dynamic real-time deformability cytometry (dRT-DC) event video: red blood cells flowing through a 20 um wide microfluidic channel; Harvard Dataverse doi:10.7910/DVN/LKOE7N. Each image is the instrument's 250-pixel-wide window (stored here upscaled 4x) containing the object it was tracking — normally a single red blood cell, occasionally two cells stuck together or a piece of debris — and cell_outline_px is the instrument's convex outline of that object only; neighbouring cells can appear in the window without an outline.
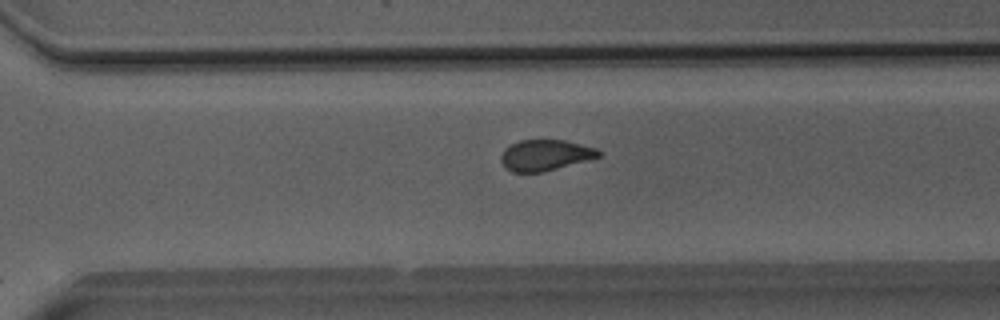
{"species": "Egyptian fruit bat (a non-hibernating species)", "species_latin": "Rousettus aegyptiacus", "temperature_condition": "room temperature", "stored_images_in_passage": 35, "camera_frame_rate_fps": 3000, "um_per_image_px": 0.085, "animal": {"sex": "male"}, "frame": {"image": 1, "passage_image": 20, "time_ms": 6.333, "image_size_px": [1000, 320], "cell_outline_px": [[604, 152], [600, 156], [588, 160], [544, 172], [512, 172], [504, 168], [500, 160], [500, 156], [504, 148], [520, 140], [564, 140], [596, 148]], "centroid_in_image_um": [46.33, 13.2], "position_along_channel_um": 324.3, "area_um2": 17.74}}
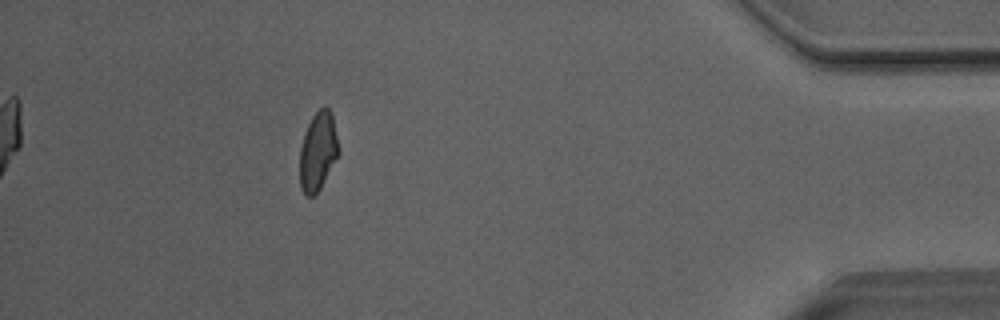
{"frame": {"image": 2, "passage_image": 30, "time_ms": 9.667, "image_size_px": [1000, 320], "cell_outline_px": [[340, 152], [320, 188], [312, 196], [308, 196], [300, 188], [300, 148], [304, 132], [312, 116], [324, 104], [332, 112]], "centroid_in_image_um": [27.03, 12.81], "position_along_channel_um": 408.2, "area_um2": 17.8}, "authors_computed_cell_mechanics": {"area_um2": 18.5538, "velocity_mm_per_s": 4.0731, "shape_relaxation_time_tau1_ms": null, "shape_relaxation_time_tau2_ms": 1.5322, "deformation_change_tau1": null, "deformation_change_tau2": 0.0705}}